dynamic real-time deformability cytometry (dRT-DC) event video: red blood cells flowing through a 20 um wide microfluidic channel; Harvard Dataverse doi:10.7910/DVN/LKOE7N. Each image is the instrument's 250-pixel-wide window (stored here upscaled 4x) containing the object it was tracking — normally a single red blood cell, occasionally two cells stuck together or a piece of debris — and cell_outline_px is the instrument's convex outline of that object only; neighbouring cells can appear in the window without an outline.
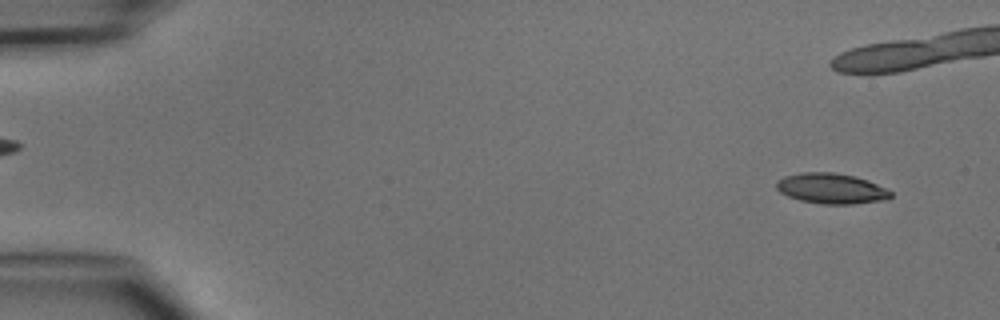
{"species": "common noctule bat (a hibernating species)", "species_latin": "Nyctalus noctula", "temperature_condition": "cold", "stored_images_in_passage": 5, "segment_of_instrument_passage": [2, 2], "camera_frame_rate_fps": 3000, "um_per_image_px": 0.085, "animal": {"sex": "male", "body_mass_g": 15.6}, "frame": {"image": 1, "passage_image": 5, "time_ms": 4.667, "image_size_px": [1000, 320], "cell_outline_px": [[892, 196], [884, 200], [852, 204], [820, 204], [800, 200], [788, 196], [780, 192], [776, 188], [776, 180], [784, 176], [800, 172], [832, 172], [856, 176], [868, 180], [892, 192]], "centroid_in_image_um": [70.63, 16.01], "position_along_channel_um": 14.4, "area_um2": 20.35}}